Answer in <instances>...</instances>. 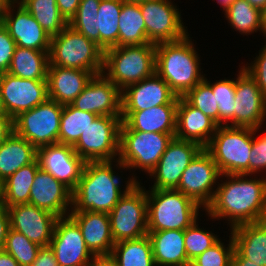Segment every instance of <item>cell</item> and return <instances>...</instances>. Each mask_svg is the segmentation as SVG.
<instances>
[{"label": "cell", "instance_id": "obj_1", "mask_svg": "<svg viewBox=\"0 0 266 266\" xmlns=\"http://www.w3.org/2000/svg\"><path fill=\"white\" fill-rule=\"evenodd\" d=\"M228 179L218 183L210 205L205 209L212 219L227 218L230 228L266 220V178L246 174H221ZM247 177V178H246Z\"/></svg>", "mask_w": 266, "mask_h": 266}, {"label": "cell", "instance_id": "obj_2", "mask_svg": "<svg viewBox=\"0 0 266 266\" xmlns=\"http://www.w3.org/2000/svg\"><path fill=\"white\" fill-rule=\"evenodd\" d=\"M113 162L117 164L114 165ZM112 165L125 169L119 160L86 162L81 179L72 191L71 212L93 211L109 214L128 190L138 183L137 178L132 176L122 191L120 177L115 174Z\"/></svg>", "mask_w": 266, "mask_h": 266}, {"label": "cell", "instance_id": "obj_3", "mask_svg": "<svg viewBox=\"0 0 266 266\" xmlns=\"http://www.w3.org/2000/svg\"><path fill=\"white\" fill-rule=\"evenodd\" d=\"M189 35L181 40L156 45L155 72L177 97H184L204 79L200 57Z\"/></svg>", "mask_w": 266, "mask_h": 266}, {"label": "cell", "instance_id": "obj_4", "mask_svg": "<svg viewBox=\"0 0 266 266\" xmlns=\"http://www.w3.org/2000/svg\"><path fill=\"white\" fill-rule=\"evenodd\" d=\"M156 68V45H126L104 51L102 73L121 91L152 76Z\"/></svg>", "mask_w": 266, "mask_h": 266}, {"label": "cell", "instance_id": "obj_5", "mask_svg": "<svg viewBox=\"0 0 266 266\" xmlns=\"http://www.w3.org/2000/svg\"><path fill=\"white\" fill-rule=\"evenodd\" d=\"M151 190V191H150ZM146 191L148 232L185 230L198 220L202 207L175 189Z\"/></svg>", "mask_w": 266, "mask_h": 266}, {"label": "cell", "instance_id": "obj_6", "mask_svg": "<svg viewBox=\"0 0 266 266\" xmlns=\"http://www.w3.org/2000/svg\"><path fill=\"white\" fill-rule=\"evenodd\" d=\"M104 50L94 41L67 25L51 37L49 66H60L90 71H103Z\"/></svg>", "mask_w": 266, "mask_h": 266}, {"label": "cell", "instance_id": "obj_7", "mask_svg": "<svg viewBox=\"0 0 266 266\" xmlns=\"http://www.w3.org/2000/svg\"><path fill=\"white\" fill-rule=\"evenodd\" d=\"M253 128L218 126L205 149L221 174L249 175Z\"/></svg>", "mask_w": 266, "mask_h": 266}, {"label": "cell", "instance_id": "obj_8", "mask_svg": "<svg viewBox=\"0 0 266 266\" xmlns=\"http://www.w3.org/2000/svg\"><path fill=\"white\" fill-rule=\"evenodd\" d=\"M171 134L120 130L118 160L126 169H142L150 174L165 152Z\"/></svg>", "mask_w": 266, "mask_h": 266}, {"label": "cell", "instance_id": "obj_9", "mask_svg": "<svg viewBox=\"0 0 266 266\" xmlns=\"http://www.w3.org/2000/svg\"><path fill=\"white\" fill-rule=\"evenodd\" d=\"M135 183L109 212L115 243L148 234L146 188Z\"/></svg>", "mask_w": 266, "mask_h": 266}, {"label": "cell", "instance_id": "obj_10", "mask_svg": "<svg viewBox=\"0 0 266 266\" xmlns=\"http://www.w3.org/2000/svg\"><path fill=\"white\" fill-rule=\"evenodd\" d=\"M63 105L47 99L13 119V132L30 142L36 149L58 143Z\"/></svg>", "mask_w": 266, "mask_h": 266}, {"label": "cell", "instance_id": "obj_11", "mask_svg": "<svg viewBox=\"0 0 266 266\" xmlns=\"http://www.w3.org/2000/svg\"><path fill=\"white\" fill-rule=\"evenodd\" d=\"M121 116H97L72 146L86 162L118 160Z\"/></svg>", "mask_w": 266, "mask_h": 266}, {"label": "cell", "instance_id": "obj_12", "mask_svg": "<svg viewBox=\"0 0 266 266\" xmlns=\"http://www.w3.org/2000/svg\"><path fill=\"white\" fill-rule=\"evenodd\" d=\"M139 4L149 43L157 45L174 42L188 35L181 20V12L171 0H147Z\"/></svg>", "mask_w": 266, "mask_h": 266}, {"label": "cell", "instance_id": "obj_13", "mask_svg": "<svg viewBox=\"0 0 266 266\" xmlns=\"http://www.w3.org/2000/svg\"><path fill=\"white\" fill-rule=\"evenodd\" d=\"M221 176L210 153L202 148L184 170L175 189L194 200L205 210L212 202L214 185Z\"/></svg>", "mask_w": 266, "mask_h": 266}, {"label": "cell", "instance_id": "obj_14", "mask_svg": "<svg viewBox=\"0 0 266 266\" xmlns=\"http://www.w3.org/2000/svg\"><path fill=\"white\" fill-rule=\"evenodd\" d=\"M17 3V5H15ZM17 6V11L14 9ZM15 11V12H14ZM1 23L21 48L49 51L51 35L17 1L6 0L2 7Z\"/></svg>", "mask_w": 266, "mask_h": 266}, {"label": "cell", "instance_id": "obj_15", "mask_svg": "<svg viewBox=\"0 0 266 266\" xmlns=\"http://www.w3.org/2000/svg\"><path fill=\"white\" fill-rule=\"evenodd\" d=\"M2 103L12 119L48 99L47 80L23 79L8 72L0 74Z\"/></svg>", "mask_w": 266, "mask_h": 266}, {"label": "cell", "instance_id": "obj_16", "mask_svg": "<svg viewBox=\"0 0 266 266\" xmlns=\"http://www.w3.org/2000/svg\"><path fill=\"white\" fill-rule=\"evenodd\" d=\"M58 266H87L96 257L87 248L78 224L70 217H59L49 245Z\"/></svg>", "mask_w": 266, "mask_h": 266}, {"label": "cell", "instance_id": "obj_17", "mask_svg": "<svg viewBox=\"0 0 266 266\" xmlns=\"http://www.w3.org/2000/svg\"><path fill=\"white\" fill-rule=\"evenodd\" d=\"M201 149L196 142L173 137L157 166L149 174L155 179L151 189H176L184 170Z\"/></svg>", "mask_w": 266, "mask_h": 266}, {"label": "cell", "instance_id": "obj_18", "mask_svg": "<svg viewBox=\"0 0 266 266\" xmlns=\"http://www.w3.org/2000/svg\"><path fill=\"white\" fill-rule=\"evenodd\" d=\"M37 160L42 170L71 191L76 188L86 164L71 145L59 143L37 148Z\"/></svg>", "mask_w": 266, "mask_h": 266}, {"label": "cell", "instance_id": "obj_19", "mask_svg": "<svg viewBox=\"0 0 266 266\" xmlns=\"http://www.w3.org/2000/svg\"><path fill=\"white\" fill-rule=\"evenodd\" d=\"M265 118L266 97L242 67L236 78L234 127L261 128Z\"/></svg>", "mask_w": 266, "mask_h": 266}, {"label": "cell", "instance_id": "obj_20", "mask_svg": "<svg viewBox=\"0 0 266 266\" xmlns=\"http://www.w3.org/2000/svg\"><path fill=\"white\" fill-rule=\"evenodd\" d=\"M121 102V90L100 73L93 75L71 105L98 116H121Z\"/></svg>", "mask_w": 266, "mask_h": 266}, {"label": "cell", "instance_id": "obj_21", "mask_svg": "<svg viewBox=\"0 0 266 266\" xmlns=\"http://www.w3.org/2000/svg\"><path fill=\"white\" fill-rule=\"evenodd\" d=\"M7 209L11 229L40 246L50 245L58 216L29 203L16 204Z\"/></svg>", "mask_w": 266, "mask_h": 266}, {"label": "cell", "instance_id": "obj_22", "mask_svg": "<svg viewBox=\"0 0 266 266\" xmlns=\"http://www.w3.org/2000/svg\"><path fill=\"white\" fill-rule=\"evenodd\" d=\"M121 112H136L159 105L178 104L169 85L155 72L152 76L131 84L121 91Z\"/></svg>", "mask_w": 266, "mask_h": 266}, {"label": "cell", "instance_id": "obj_23", "mask_svg": "<svg viewBox=\"0 0 266 266\" xmlns=\"http://www.w3.org/2000/svg\"><path fill=\"white\" fill-rule=\"evenodd\" d=\"M29 204L45 209L58 217L69 216L72 191L51 174L38 169L30 190Z\"/></svg>", "mask_w": 266, "mask_h": 266}, {"label": "cell", "instance_id": "obj_24", "mask_svg": "<svg viewBox=\"0 0 266 266\" xmlns=\"http://www.w3.org/2000/svg\"><path fill=\"white\" fill-rule=\"evenodd\" d=\"M218 126L214 120L192 106L184 97H179L176 110V138L196 142L205 148Z\"/></svg>", "mask_w": 266, "mask_h": 266}, {"label": "cell", "instance_id": "obj_25", "mask_svg": "<svg viewBox=\"0 0 266 266\" xmlns=\"http://www.w3.org/2000/svg\"><path fill=\"white\" fill-rule=\"evenodd\" d=\"M78 224L87 248L95 256L110 255L115 242L111 234L109 214L103 212H70Z\"/></svg>", "mask_w": 266, "mask_h": 266}, {"label": "cell", "instance_id": "obj_26", "mask_svg": "<svg viewBox=\"0 0 266 266\" xmlns=\"http://www.w3.org/2000/svg\"><path fill=\"white\" fill-rule=\"evenodd\" d=\"M178 104H165L136 112H121L120 130L171 134L175 137Z\"/></svg>", "mask_w": 266, "mask_h": 266}, {"label": "cell", "instance_id": "obj_27", "mask_svg": "<svg viewBox=\"0 0 266 266\" xmlns=\"http://www.w3.org/2000/svg\"><path fill=\"white\" fill-rule=\"evenodd\" d=\"M92 77L90 71L48 66V98L61 105L71 104Z\"/></svg>", "mask_w": 266, "mask_h": 266}, {"label": "cell", "instance_id": "obj_28", "mask_svg": "<svg viewBox=\"0 0 266 266\" xmlns=\"http://www.w3.org/2000/svg\"><path fill=\"white\" fill-rule=\"evenodd\" d=\"M235 249L246 259L266 266V220L230 229Z\"/></svg>", "mask_w": 266, "mask_h": 266}, {"label": "cell", "instance_id": "obj_29", "mask_svg": "<svg viewBox=\"0 0 266 266\" xmlns=\"http://www.w3.org/2000/svg\"><path fill=\"white\" fill-rule=\"evenodd\" d=\"M156 266H182L189 263L184 246V230L148 232Z\"/></svg>", "mask_w": 266, "mask_h": 266}, {"label": "cell", "instance_id": "obj_30", "mask_svg": "<svg viewBox=\"0 0 266 266\" xmlns=\"http://www.w3.org/2000/svg\"><path fill=\"white\" fill-rule=\"evenodd\" d=\"M37 159V149L27 140L11 133L0 145V181L3 183L21 167Z\"/></svg>", "mask_w": 266, "mask_h": 266}, {"label": "cell", "instance_id": "obj_31", "mask_svg": "<svg viewBox=\"0 0 266 266\" xmlns=\"http://www.w3.org/2000/svg\"><path fill=\"white\" fill-rule=\"evenodd\" d=\"M48 66L49 51L16 46L7 72L23 79L47 80Z\"/></svg>", "mask_w": 266, "mask_h": 266}, {"label": "cell", "instance_id": "obj_32", "mask_svg": "<svg viewBox=\"0 0 266 266\" xmlns=\"http://www.w3.org/2000/svg\"><path fill=\"white\" fill-rule=\"evenodd\" d=\"M147 43L149 41L140 4L124 2L119 16L118 43L114 47Z\"/></svg>", "mask_w": 266, "mask_h": 266}, {"label": "cell", "instance_id": "obj_33", "mask_svg": "<svg viewBox=\"0 0 266 266\" xmlns=\"http://www.w3.org/2000/svg\"><path fill=\"white\" fill-rule=\"evenodd\" d=\"M40 168L36 159L33 163L21 167L3 182V206L29 203L30 190L35 174Z\"/></svg>", "mask_w": 266, "mask_h": 266}, {"label": "cell", "instance_id": "obj_34", "mask_svg": "<svg viewBox=\"0 0 266 266\" xmlns=\"http://www.w3.org/2000/svg\"><path fill=\"white\" fill-rule=\"evenodd\" d=\"M110 255L119 266H156L148 235L115 243Z\"/></svg>", "mask_w": 266, "mask_h": 266}, {"label": "cell", "instance_id": "obj_35", "mask_svg": "<svg viewBox=\"0 0 266 266\" xmlns=\"http://www.w3.org/2000/svg\"><path fill=\"white\" fill-rule=\"evenodd\" d=\"M123 0H101L97 15L99 46L105 51L118 43L119 16Z\"/></svg>", "mask_w": 266, "mask_h": 266}, {"label": "cell", "instance_id": "obj_36", "mask_svg": "<svg viewBox=\"0 0 266 266\" xmlns=\"http://www.w3.org/2000/svg\"><path fill=\"white\" fill-rule=\"evenodd\" d=\"M52 36L59 34L68 22L61 15L56 0H17Z\"/></svg>", "mask_w": 266, "mask_h": 266}, {"label": "cell", "instance_id": "obj_37", "mask_svg": "<svg viewBox=\"0 0 266 266\" xmlns=\"http://www.w3.org/2000/svg\"><path fill=\"white\" fill-rule=\"evenodd\" d=\"M97 116L92 112L78 110L71 104L63 105L58 143L73 146Z\"/></svg>", "mask_w": 266, "mask_h": 266}, {"label": "cell", "instance_id": "obj_38", "mask_svg": "<svg viewBox=\"0 0 266 266\" xmlns=\"http://www.w3.org/2000/svg\"><path fill=\"white\" fill-rule=\"evenodd\" d=\"M224 12L229 25L240 34L263 33L261 11L246 0H236Z\"/></svg>", "mask_w": 266, "mask_h": 266}, {"label": "cell", "instance_id": "obj_39", "mask_svg": "<svg viewBox=\"0 0 266 266\" xmlns=\"http://www.w3.org/2000/svg\"><path fill=\"white\" fill-rule=\"evenodd\" d=\"M204 80L212 87V92L218 104V125L234 127V105L236 80L224 79L214 83ZM230 122V124H227Z\"/></svg>", "mask_w": 266, "mask_h": 266}, {"label": "cell", "instance_id": "obj_40", "mask_svg": "<svg viewBox=\"0 0 266 266\" xmlns=\"http://www.w3.org/2000/svg\"><path fill=\"white\" fill-rule=\"evenodd\" d=\"M40 245L30 241L24 234L9 229L3 250L8 252L20 266H30L40 249Z\"/></svg>", "mask_w": 266, "mask_h": 266}, {"label": "cell", "instance_id": "obj_41", "mask_svg": "<svg viewBox=\"0 0 266 266\" xmlns=\"http://www.w3.org/2000/svg\"><path fill=\"white\" fill-rule=\"evenodd\" d=\"M197 220L184 230V246L187 259L191 262L220 239L212 231L198 227Z\"/></svg>", "mask_w": 266, "mask_h": 266}, {"label": "cell", "instance_id": "obj_42", "mask_svg": "<svg viewBox=\"0 0 266 266\" xmlns=\"http://www.w3.org/2000/svg\"><path fill=\"white\" fill-rule=\"evenodd\" d=\"M184 98L218 124V104L212 87L203 79Z\"/></svg>", "mask_w": 266, "mask_h": 266}, {"label": "cell", "instance_id": "obj_43", "mask_svg": "<svg viewBox=\"0 0 266 266\" xmlns=\"http://www.w3.org/2000/svg\"><path fill=\"white\" fill-rule=\"evenodd\" d=\"M230 236L227 247L219 240L212 247L193 259L191 263L195 266H231L235 247L232 235Z\"/></svg>", "mask_w": 266, "mask_h": 266}, {"label": "cell", "instance_id": "obj_44", "mask_svg": "<svg viewBox=\"0 0 266 266\" xmlns=\"http://www.w3.org/2000/svg\"><path fill=\"white\" fill-rule=\"evenodd\" d=\"M258 128L253 129L251 155L249 158V178L252 174L266 169V134L255 137ZM251 174V175H250Z\"/></svg>", "mask_w": 266, "mask_h": 266}, {"label": "cell", "instance_id": "obj_45", "mask_svg": "<svg viewBox=\"0 0 266 266\" xmlns=\"http://www.w3.org/2000/svg\"><path fill=\"white\" fill-rule=\"evenodd\" d=\"M242 67L255 80L263 95L266 97V43L259 50V55L250 63V66Z\"/></svg>", "mask_w": 266, "mask_h": 266}, {"label": "cell", "instance_id": "obj_46", "mask_svg": "<svg viewBox=\"0 0 266 266\" xmlns=\"http://www.w3.org/2000/svg\"><path fill=\"white\" fill-rule=\"evenodd\" d=\"M16 43L0 22V74L9 70Z\"/></svg>", "mask_w": 266, "mask_h": 266}, {"label": "cell", "instance_id": "obj_47", "mask_svg": "<svg viewBox=\"0 0 266 266\" xmlns=\"http://www.w3.org/2000/svg\"><path fill=\"white\" fill-rule=\"evenodd\" d=\"M96 22L97 19L70 20L68 25L99 45V30H97Z\"/></svg>", "mask_w": 266, "mask_h": 266}, {"label": "cell", "instance_id": "obj_48", "mask_svg": "<svg viewBox=\"0 0 266 266\" xmlns=\"http://www.w3.org/2000/svg\"><path fill=\"white\" fill-rule=\"evenodd\" d=\"M101 0H81L76 15L71 20L97 19Z\"/></svg>", "mask_w": 266, "mask_h": 266}, {"label": "cell", "instance_id": "obj_49", "mask_svg": "<svg viewBox=\"0 0 266 266\" xmlns=\"http://www.w3.org/2000/svg\"><path fill=\"white\" fill-rule=\"evenodd\" d=\"M30 266H58L52 248L50 246H41L34 262Z\"/></svg>", "mask_w": 266, "mask_h": 266}, {"label": "cell", "instance_id": "obj_50", "mask_svg": "<svg viewBox=\"0 0 266 266\" xmlns=\"http://www.w3.org/2000/svg\"><path fill=\"white\" fill-rule=\"evenodd\" d=\"M81 0H56L61 15L69 23L76 15Z\"/></svg>", "mask_w": 266, "mask_h": 266}, {"label": "cell", "instance_id": "obj_51", "mask_svg": "<svg viewBox=\"0 0 266 266\" xmlns=\"http://www.w3.org/2000/svg\"><path fill=\"white\" fill-rule=\"evenodd\" d=\"M10 226V215L5 206L0 207V250H3Z\"/></svg>", "mask_w": 266, "mask_h": 266}, {"label": "cell", "instance_id": "obj_52", "mask_svg": "<svg viewBox=\"0 0 266 266\" xmlns=\"http://www.w3.org/2000/svg\"><path fill=\"white\" fill-rule=\"evenodd\" d=\"M13 133V119L9 115H0V145Z\"/></svg>", "mask_w": 266, "mask_h": 266}, {"label": "cell", "instance_id": "obj_53", "mask_svg": "<svg viewBox=\"0 0 266 266\" xmlns=\"http://www.w3.org/2000/svg\"><path fill=\"white\" fill-rule=\"evenodd\" d=\"M231 266H260L251 260L244 258L236 249L232 257Z\"/></svg>", "mask_w": 266, "mask_h": 266}, {"label": "cell", "instance_id": "obj_54", "mask_svg": "<svg viewBox=\"0 0 266 266\" xmlns=\"http://www.w3.org/2000/svg\"><path fill=\"white\" fill-rule=\"evenodd\" d=\"M0 266H20V265L8 252L0 250Z\"/></svg>", "mask_w": 266, "mask_h": 266}, {"label": "cell", "instance_id": "obj_55", "mask_svg": "<svg viewBox=\"0 0 266 266\" xmlns=\"http://www.w3.org/2000/svg\"><path fill=\"white\" fill-rule=\"evenodd\" d=\"M101 266H119L111 255L98 256L95 259Z\"/></svg>", "mask_w": 266, "mask_h": 266}, {"label": "cell", "instance_id": "obj_56", "mask_svg": "<svg viewBox=\"0 0 266 266\" xmlns=\"http://www.w3.org/2000/svg\"><path fill=\"white\" fill-rule=\"evenodd\" d=\"M253 7L262 11L266 6V0H246Z\"/></svg>", "mask_w": 266, "mask_h": 266}, {"label": "cell", "instance_id": "obj_57", "mask_svg": "<svg viewBox=\"0 0 266 266\" xmlns=\"http://www.w3.org/2000/svg\"><path fill=\"white\" fill-rule=\"evenodd\" d=\"M221 5L223 11H225L236 0H216Z\"/></svg>", "mask_w": 266, "mask_h": 266}, {"label": "cell", "instance_id": "obj_58", "mask_svg": "<svg viewBox=\"0 0 266 266\" xmlns=\"http://www.w3.org/2000/svg\"><path fill=\"white\" fill-rule=\"evenodd\" d=\"M261 14H262V29H263V34L266 37V6L261 11Z\"/></svg>", "mask_w": 266, "mask_h": 266}, {"label": "cell", "instance_id": "obj_59", "mask_svg": "<svg viewBox=\"0 0 266 266\" xmlns=\"http://www.w3.org/2000/svg\"><path fill=\"white\" fill-rule=\"evenodd\" d=\"M0 115H7L2 103L1 89H0Z\"/></svg>", "mask_w": 266, "mask_h": 266}, {"label": "cell", "instance_id": "obj_60", "mask_svg": "<svg viewBox=\"0 0 266 266\" xmlns=\"http://www.w3.org/2000/svg\"><path fill=\"white\" fill-rule=\"evenodd\" d=\"M3 206V183L0 181V207Z\"/></svg>", "mask_w": 266, "mask_h": 266}, {"label": "cell", "instance_id": "obj_61", "mask_svg": "<svg viewBox=\"0 0 266 266\" xmlns=\"http://www.w3.org/2000/svg\"><path fill=\"white\" fill-rule=\"evenodd\" d=\"M124 2H127V3H140V2H143V1H147V0H123Z\"/></svg>", "mask_w": 266, "mask_h": 266}, {"label": "cell", "instance_id": "obj_62", "mask_svg": "<svg viewBox=\"0 0 266 266\" xmlns=\"http://www.w3.org/2000/svg\"><path fill=\"white\" fill-rule=\"evenodd\" d=\"M87 266H101L96 260L93 262L89 263Z\"/></svg>", "mask_w": 266, "mask_h": 266}, {"label": "cell", "instance_id": "obj_63", "mask_svg": "<svg viewBox=\"0 0 266 266\" xmlns=\"http://www.w3.org/2000/svg\"><path fill=\"white\" fill-rule=\"evenodd\" d=\"M6 0H0V22H1V12H2V7H3V4Z\"/></svg>", "mask_w": 266, "mask_h": 266}, {"label": "cell", "instance_id": "obj_64", "mask_svg": "<svg viewBox=\"0 0 266 266\" xmlns=\"http://www.w3.org/2000/svg\"><path fill=\"white\" fill-rule=\"evenodd\" d=\"M182 266H195V265L193 263L189 262V263H186V264H184Z\"/></svg>", "mask_w": 266, "mask_h": 266}]
</instances>
